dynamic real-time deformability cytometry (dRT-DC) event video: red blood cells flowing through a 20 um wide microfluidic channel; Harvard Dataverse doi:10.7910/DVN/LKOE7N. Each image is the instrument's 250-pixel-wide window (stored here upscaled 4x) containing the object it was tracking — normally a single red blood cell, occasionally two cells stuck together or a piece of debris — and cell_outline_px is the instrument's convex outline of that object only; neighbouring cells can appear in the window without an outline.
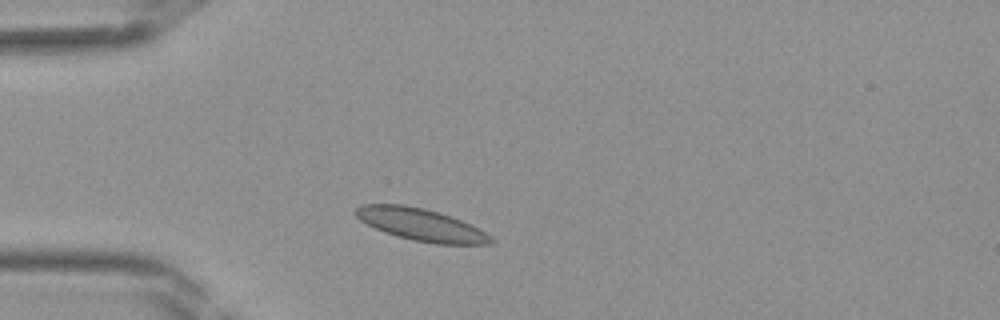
{"species": "Egyptian fruit bat (a non-hibernating species)", "species_latin": "Rousettus aegyptiacus", "temperature_condition": "room temperature", "stored_images_in_passage": 32, "camera_frame_rate_fps": 3000, "um_per_image_px": 0.085, "frame": {"image": 1, "passage_image": 1, "time_ms": 0.0, "image_size_px": [1000, 320], "cell_outline_px": [[496, 240], [492, 244], [436, 244], [412, 240], [396, 236], [384, 232], [360, 220], [352, 212], [360, 204], [404, 204], [424, 208], [440, 212], [460, 220], [492, 236]], "centroid_in_image_um": [35.76, 19.09], "position_along_channel_um": 49.2, "area_um2": 25.43}}
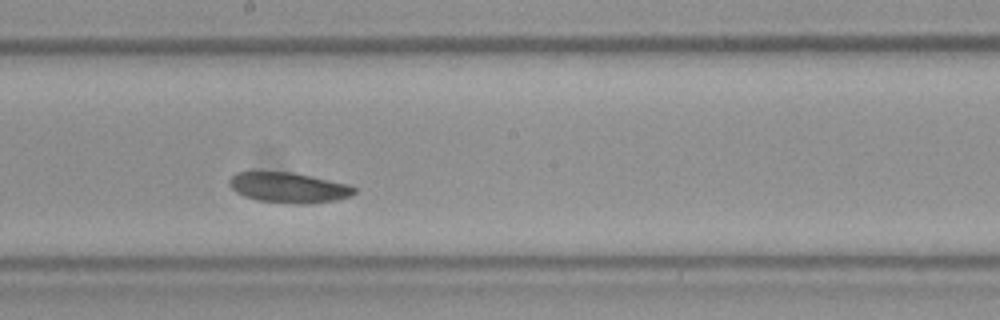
{"frame": {"image": 2, "passage_image": 13, "time_ms": 4.0, "image_size_px": [1000, 320], "cell_outline_px": [[356, 192], [352, 196], [336, 200], [304, 204], [288, 204], [256, 200], [244, 196], [236, 192], [228, 184], [228, 180], [236, 172], [256, 168], [292, 172], [312, 176], [348, 184], [356, 188]], "centroid_in_image_um": [24.46, 15.9], "position_along_channel_um": 223.7, "area_um2": 23.06}}
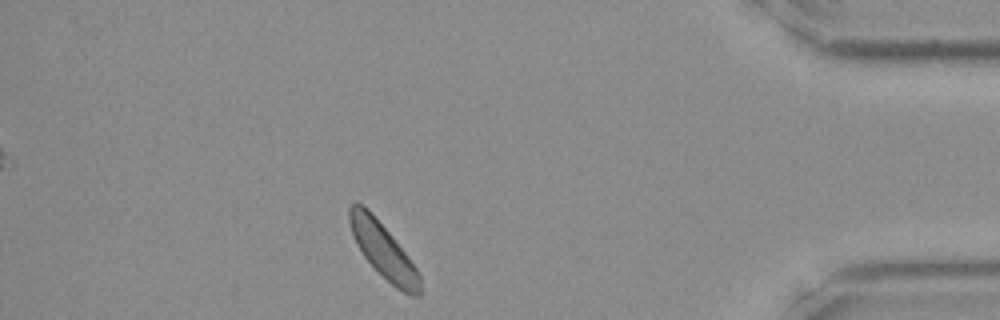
{"frame": {"image": 3, "passage_image": 27, "time_ms": 8.667, "image_size_px": [1000, 320], "cell_outline_px": [[420, 296], [408, 296], [396, 288], [364, 256], [356, 244], [352, 236], [348, 220], [348, 208], [356, 200], [364, 204], [368, 208], [392, 236], [408, 256], [420, 272]], "centroid_in_image_um": [32.56, 21.26], "position_along_channel_um": 402.6, "area_um2": 22.6}}